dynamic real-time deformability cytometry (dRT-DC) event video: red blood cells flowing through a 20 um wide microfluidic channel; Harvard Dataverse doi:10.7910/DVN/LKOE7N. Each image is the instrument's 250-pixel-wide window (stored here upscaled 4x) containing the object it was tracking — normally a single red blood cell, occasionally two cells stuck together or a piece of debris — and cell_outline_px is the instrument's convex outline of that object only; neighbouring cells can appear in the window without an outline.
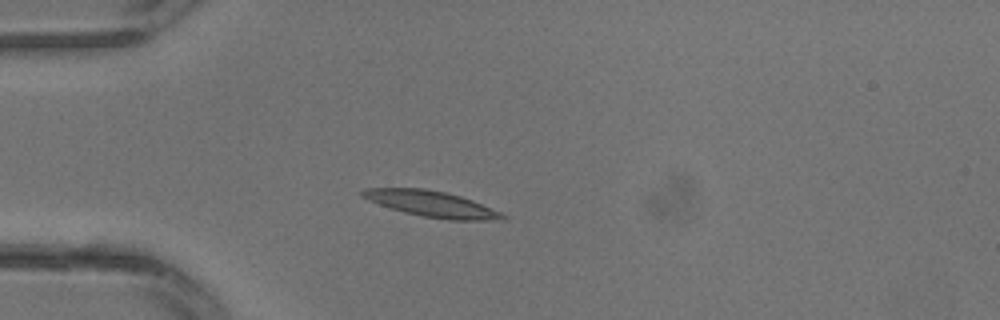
{"species": "common noctule bat (a hibernating species)", "species_latin": "Nyctalus noctula", "temperature_condition": "warm", "stored_images_in_passage": 13, "camera_frame_rate_fps": 3000, "um_per_image_px": 0.085, "animal": {"sex": "male", "body_mass_g": 13.3}, "frame": {"image": 1, "passage_image": 5, "time_ms": 1.333, "image_size_px": [1000, 320], "cell_outline_px": [[508, 216], [504, 220], [448, 220], [424, 216], [404, 212], [368, 200], [360, 196], [360, 192], [368, 188], [424, 188], [444, 192], [460, 196], [472, 200], [500, 212]], "centroid_in_image_um": [36.7, 17.33], "position_along_channel_um": 48.3, "area_um2": 20.92}}
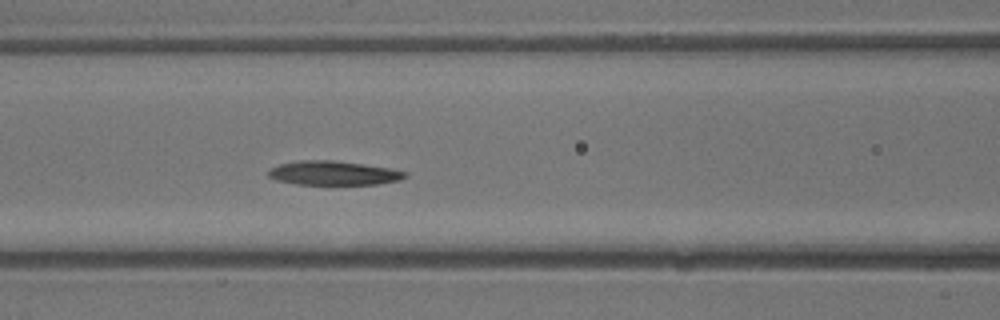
{"frame": {"image": 2, "passage_image": 10, "time_ms": 3.0, "image_size_px": [1000, 320], "cell_outline_px": [[408, 176], [400, 180], [376, 184], [296, 184], [276, 180], [268, 176], [268, 172], [272, 168], [280, 164], [300, 160], [332, 160], [364, 164], [388, 168], [408, 172]], "centroid_in_image_um": [28.36, 14.71], "position_along_channel_um": 138.2, "area_um2": 19.07}}
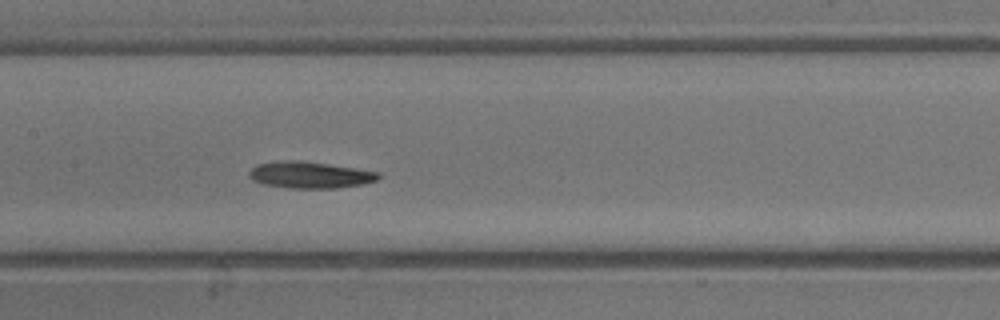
{"frame": {"image": 3, "passage_image": 12, "time_ms": 3.667, "image_size_px": [1000, 320], "cell_outline_px": [[380, 176], [376, 180], [364, 184], [336, 188], [288, 188], [264, 184], [252, 180], [248, 176], [248, 172], [256, 164], [280, 160], [296, 160], [328, 164], [356, 168], [380, 172]], "centroid_in_image_um": [26.32, 14.86], "position_along_channel_um": 181.1, "area_um2": 20.11}}